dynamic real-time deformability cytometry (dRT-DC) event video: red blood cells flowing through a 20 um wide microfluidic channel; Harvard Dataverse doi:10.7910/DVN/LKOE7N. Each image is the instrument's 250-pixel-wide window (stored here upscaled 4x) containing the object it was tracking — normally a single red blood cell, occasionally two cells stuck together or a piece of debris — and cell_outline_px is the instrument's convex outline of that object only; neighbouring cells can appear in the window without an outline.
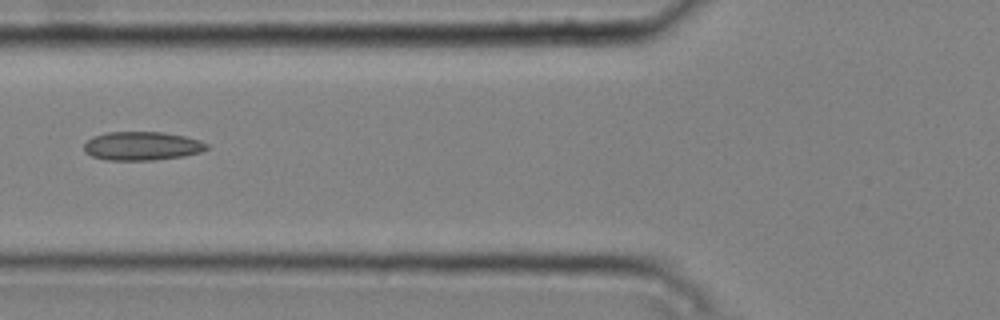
{"species": "common noctule bat (a hibernating species)", "species_latin": "Nyctalus noctula", "temperature_condition": "cold", "stored_images_in_passage": 4, "camera_frame_rate_fps": 3000, "um_per_image_px": 0.085, "animal": {"sex": "male", "body_mass_g": 20.4}, "frame": {"image": 1, "passage_image": 2, "time_ms": 0.333, "image_size_px": [1000, 320], "cell_outline_px": [[208, 148], [200, 152], [184, 156], [152, 160], [104, 160], [92, 156], [84, 152], [84, 144], [92, 136], [104, 132], [164, 132], [184, 136], [200, 140], [208, 144]], "centroid_in_image_um": [12.04, 12.4], "position_along_channel_um": 113.8, "area_um2": 20.63}}
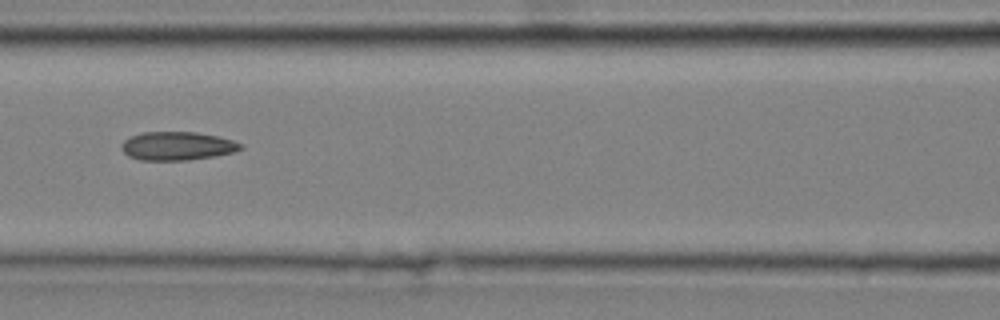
{"frame": {"image": 2, "passage_image": 3, "time_ms": 0.667, "image_size_px": [1000, 320], "cell_outline_px": [[244, 148], [236, 152], [216, 156], [188, 160], [140, 160], [128, 156], [120, 148], [120, 144], [124, 140], [140, 132], [196, 132], [220, 136], [244, 144]], "centroid_in_image_um": [15.1, 12.41], "position_along_channel_um": 151.5, "area_um2": 20.11}}
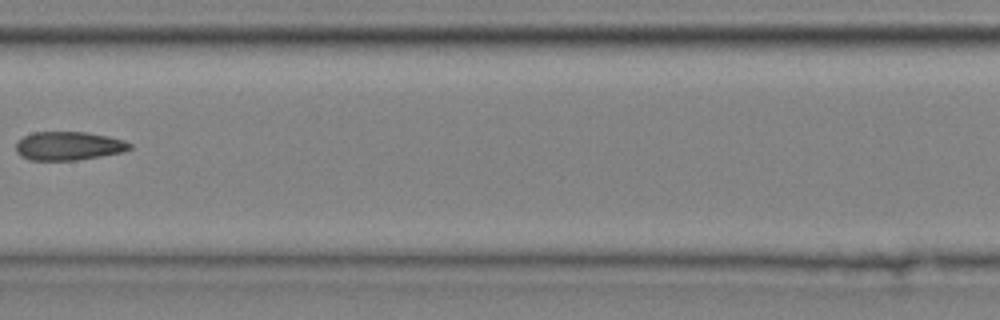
{"frame": {"image": 3, "passage_image": 4, "time_ms": 1.0, "image_size_px": [1000, 320], "cell_outline_px": [[132, 148], [120, 152], [100, 156], [76, 160], [32, 160], [20, 156], [16, 152], [16, 144], [24, 136], [32, 132], [84, 132], [108, 136], [124, 140], [132, 144]], "centroid_in_image_um": [5.82, 12.4], "position_along_channel_um": 201.6, "area_um2": 18.84}}